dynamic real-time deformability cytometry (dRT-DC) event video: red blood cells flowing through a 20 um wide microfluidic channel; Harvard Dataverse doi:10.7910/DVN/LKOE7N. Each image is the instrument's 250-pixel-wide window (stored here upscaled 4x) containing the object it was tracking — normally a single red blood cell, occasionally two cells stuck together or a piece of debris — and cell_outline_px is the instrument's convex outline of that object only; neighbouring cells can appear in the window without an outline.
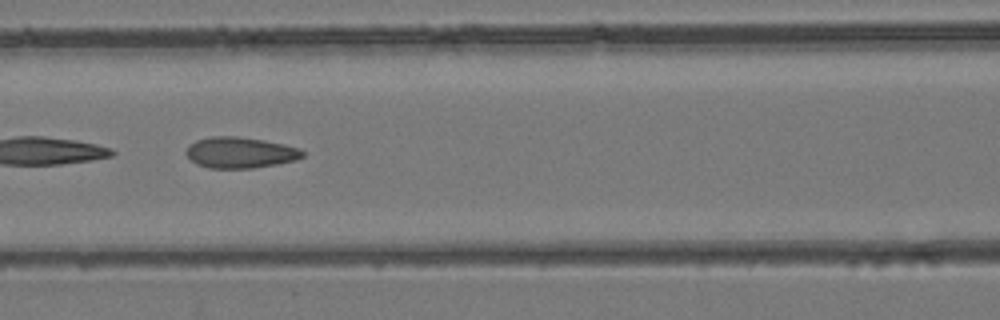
{"species": "common noctule bat (a hibernating species)", "species_latin": "Nyctalus noctula", "temperature_condition": "room temperature", "stored_images_in_passage": 42, "camera_frame_rate_fps": 3000, "um_per_image_px": 0.085, "animal": {"sex": "female", "body_mass_g": 24.6, "forearm_length_mm": 56.2}, "frame": {"image": 1, "passage_image": 19, "time_ms": 6.0, "image_size_px": [1000, 320], "cell_outline_px": [[304, 156], [296, 160], [276, 164], [252, 168], [208, 168], [196, 164], [184, 152], [188, 144], [196, 140], [212, 136], [236, 136], [264, 140], [284, 144], [300, 148], [304, 152]], "centroid_in_image_um": [20.4, 12.96], "position_along_channel_um": 146.2, "area_um2": 21.15}}
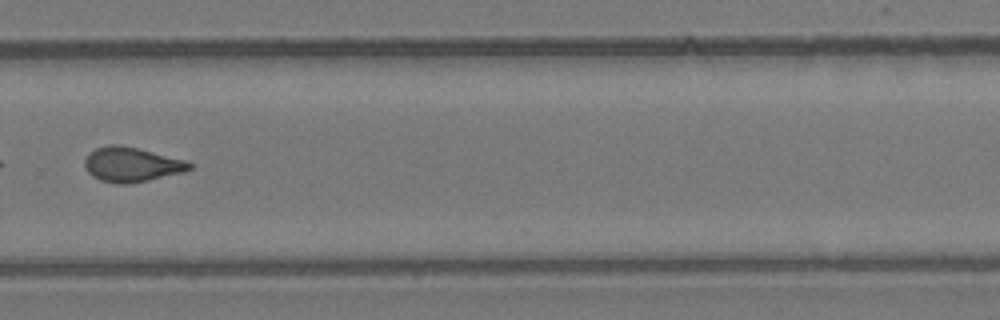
{"frame": {"image": 2, "passage_image": 30, "time_ms": 9.667, "image_size_px": [1000, 320], "cell_outline_px": [[192, 168], [184, 172], [148, 180], [128, 184], [116, 184], [100, 180], [92, 176], [84, 168], [84, 160], [88, 152], [96, 148], [108, 144], [116, 144], [136, 148], [184, 160], [192, 164]], "centroid_in_image_um": [11.12, 13.99], "position_along_channel_um": 318.7, "area_um2": 21.1}}